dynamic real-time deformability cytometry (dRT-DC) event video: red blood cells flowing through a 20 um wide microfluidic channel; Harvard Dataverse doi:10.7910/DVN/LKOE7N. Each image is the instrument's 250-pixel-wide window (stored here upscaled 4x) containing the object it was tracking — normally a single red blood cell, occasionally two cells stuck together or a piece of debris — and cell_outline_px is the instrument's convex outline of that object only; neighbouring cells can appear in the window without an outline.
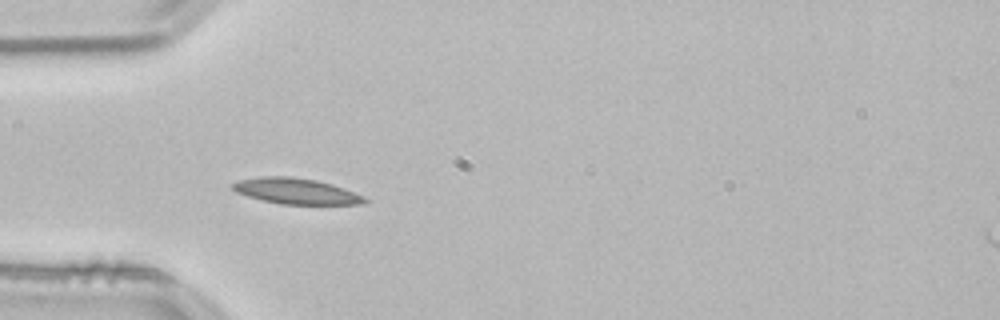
{"species": "common noctule bat (a hibernating species)", "species_latin": "Nyctalus noctula", "temperature_condition": "room temperature", "stored_images_in_passage": 10, "camera_frame_rate_fps": 3000, "um_per_image_px": 0.085, "animal": {"sex": "male", "body_mass_g": 21.5, "forearm_length_mm": 52.0}, "frame": {"image": 1, "passage_image": 1, "time_ms": 0.0, "image_size_px": [1000, 320], "cell_outline_px": [[372, 200], [368, 204], [280, 204], [248, 196], [236, 192], [232, 188], [232, 184], [236, 180], [260, 176], [288, 176], [316, 180], [332, 184], [344, 188], [364, 196]], "centroid_in_image_um": [25.21, 16.24], "position_along_channel_um": 59.8, "area_um2": 20.0}}